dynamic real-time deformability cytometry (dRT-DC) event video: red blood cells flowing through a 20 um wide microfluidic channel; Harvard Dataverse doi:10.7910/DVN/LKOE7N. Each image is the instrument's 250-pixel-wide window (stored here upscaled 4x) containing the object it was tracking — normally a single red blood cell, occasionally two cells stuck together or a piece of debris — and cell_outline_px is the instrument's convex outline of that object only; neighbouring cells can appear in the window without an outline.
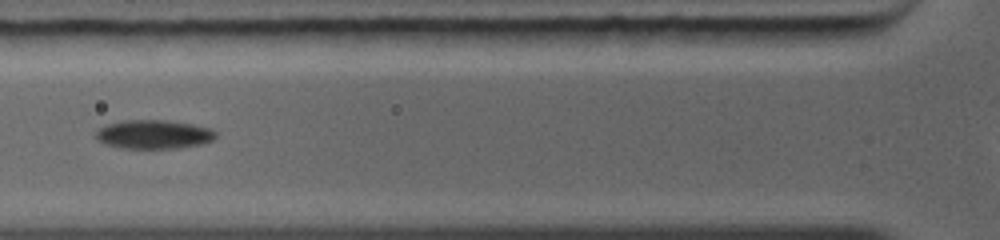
{"species": "common noctule bat (a hibernating species)", "species_latin": "Nyctalus noctula", "temperature_condition": "warm", "stored_images_in_passage": 7, "camera_frame_rate_fps": 5000, "um_per_image_px": 0.085, "animal": {"sex": "female", "body_mass_g": 19.0, "forearm_length_mm": 56.7}, "frame": {"image": 1, "passage_image": 3, "time_ms": 1.8, "image_size_px": [1000, 240], "cell_outline_px": [[216, 136], [212, 140], [200, 144], [180, 148], [124, 148], [108, 144], [100, 140], [96, 136], [96, 132], [104, 124], [124, 120], [164, 120], [192, 124], [212, 128], [216, 132]], "centroid_in_image_um": [13.1, 11.41], "position_along_channel_um": 112.7, "area_um2": 20.0}}
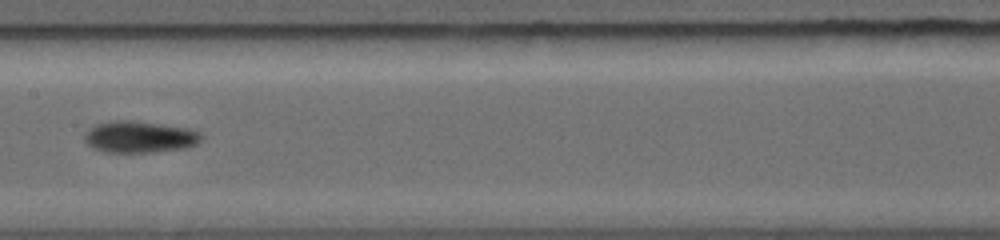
{"frame": {"image": 2, "passage_image": 5, "time_ms": 3.6, "image_size_px": [1000, 240], "cell_outline_px": [[204, 136], [196, 144], [184, 148], [152, 152], [108, 152], [92, 148], [84, 140], [84, 132], [88, 128], [96, 124], [112, 120], [136, 120], [192, 128], [200, 132]], "centroid_in_image_um": [11.87, 11.61], "position_along_channel_um": 195.5, "area_um2": 21.91}}
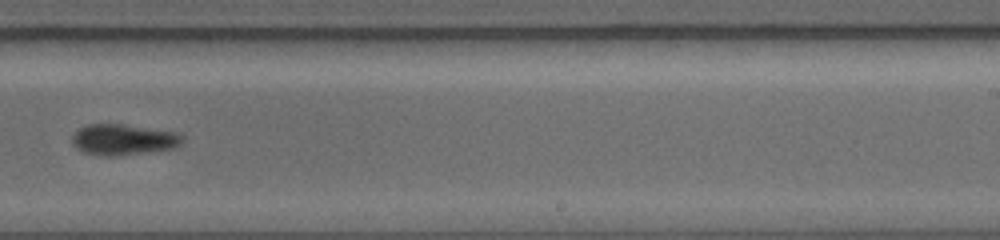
{"frame": {"image": 3, "passage_image": 7, "time_ms": 5.4, "image_size_px": [1000, 240], "cell_outline_px": [[184, 140], [180, 144], [172, 148], [148, 152], [116, 156], [100, 156], [84, 152], [76, 148], [72, 144], [72, 136], [80, 128], [88, 124], [124, 124], [176, 132], [184, 136]], "centroid_in_image_um": [10.48, 11.87], "position_along_channel_um": 278.5, "area_um2": 19.88}}